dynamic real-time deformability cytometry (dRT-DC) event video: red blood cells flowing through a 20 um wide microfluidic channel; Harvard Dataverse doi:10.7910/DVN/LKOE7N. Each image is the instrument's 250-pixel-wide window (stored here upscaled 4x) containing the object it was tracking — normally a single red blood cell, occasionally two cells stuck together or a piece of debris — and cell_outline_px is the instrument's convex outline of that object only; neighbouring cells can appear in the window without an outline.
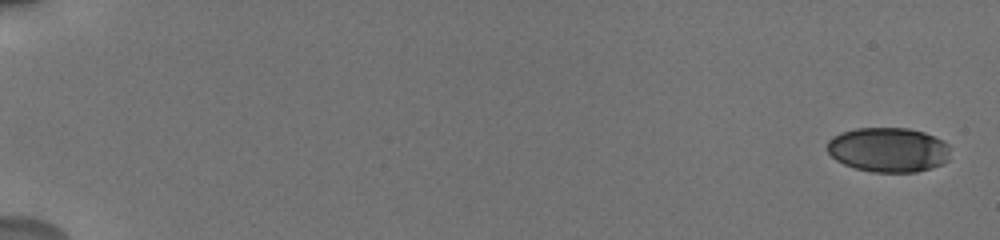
{"species": "human", "species_latin": "Homo sapiens", "temperature_condition": "cold", "stored_images_in_passage": 18, "camera_frame_rate_fps": 3000, "um_per_image_px": 0.085, "donor": {"sex": "male"}, "frame": {"image": 1, "passage_image": 1, "time_ms": 0.0, "image_size_px": [1000, 240], "cell_outline_px": [[948, 160], [932, 168], [916, 172], [872, 172], [856, 168], [844, 164], [836, 160], [828, 152], [828, 140], [832, 136], [840, 132], [856, 128], [908, 128], [924, 132], [936, 136], [944, 140], [948, 144]], "centroid_in_image_um": [75.51, 12.72], "position_along_channel_um": 9.5, "area_um2": 32.14}}
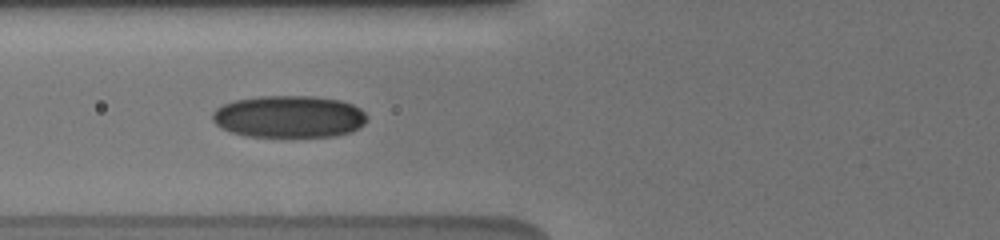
{"frame": {"image": 2, "passage_image": 15, "time_ms": 7.667, "image_size_px": [1000, 240], "cell_outline_px": [[368, 120], [360, 128], [352, 132], [336, 136], [244, 136], [220, 128], [212, 120], [212, 112], [216, 108], [232, 100], [260, 96], [312, 96], [340, 100], [352, 104], [360, 108], [368, 116]], "centroid_in_image_um": [24.58, 9.91], "position_along_channel_um": 101.2, "area_um2": 38.26}}
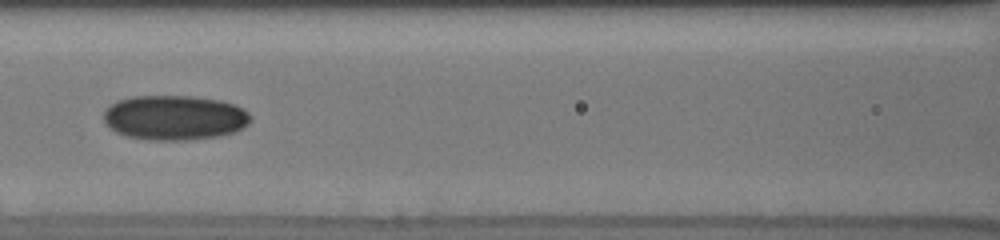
{"frame": {"image": 3, "passage_image": 17, "time_ms": 9.0, "image_size_px": [1000, 240], "cell_outline_px": [[252, 120], [244, 128], [220, 136], [188, 140], [148, 140], [128, 136], [116, 132], [108, 128], [104, 120], [104, 112], [116, 100], [132, 96], [192, 96], [220, 100], [236, 104], [244, 108], [252, 116]], "centroid_in_image_um": [14.87, 10.0], "position_along_channel_um": 151.7, "area_um2": 38.73}}